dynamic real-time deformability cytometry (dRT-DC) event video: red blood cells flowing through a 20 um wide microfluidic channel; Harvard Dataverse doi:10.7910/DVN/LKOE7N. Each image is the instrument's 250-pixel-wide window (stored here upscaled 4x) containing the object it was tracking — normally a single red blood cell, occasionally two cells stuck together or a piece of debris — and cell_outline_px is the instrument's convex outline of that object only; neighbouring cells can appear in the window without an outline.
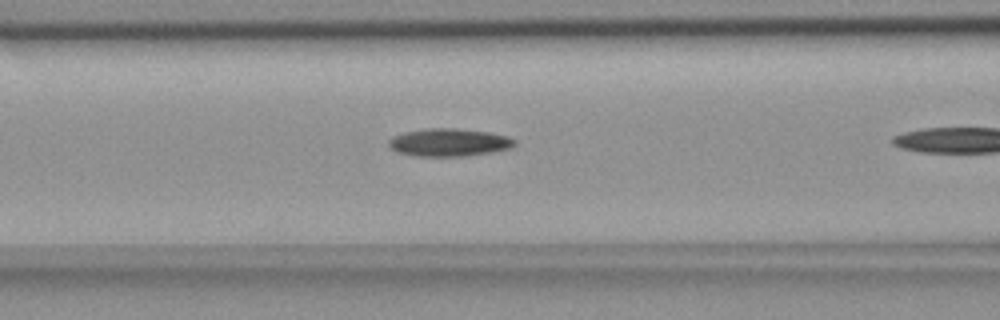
{"species": "common noctule bat (a hibernating species)", "species_latin": "Nyctalus noctula", "temperature_condition": "room temperature", "stored_images_in_passage": 10, "camera_frame_rate_fps": 3000, "um_per_image_px": 0.085, "animal": {"sex": "female", "body_mass_g": 18.4}, "frame": {"image": 1, "passage_image": 9, "time_ms": 2.667, "image_size_px": [1000, 320], "cell_outline_px": [[516, 144], [512, 148], [492, 152], [464, 156], [416, 156], [396, 152], [388, 144], [388, 140], [392, 136], [404, 132], [428, 128], [456, 128], [488, 132], [508, 136], [516, 140]], "centroid_in_image_um": [38.17, 12.1], "position_along_channel_um": 128.4, "area_um2": 20.52}}